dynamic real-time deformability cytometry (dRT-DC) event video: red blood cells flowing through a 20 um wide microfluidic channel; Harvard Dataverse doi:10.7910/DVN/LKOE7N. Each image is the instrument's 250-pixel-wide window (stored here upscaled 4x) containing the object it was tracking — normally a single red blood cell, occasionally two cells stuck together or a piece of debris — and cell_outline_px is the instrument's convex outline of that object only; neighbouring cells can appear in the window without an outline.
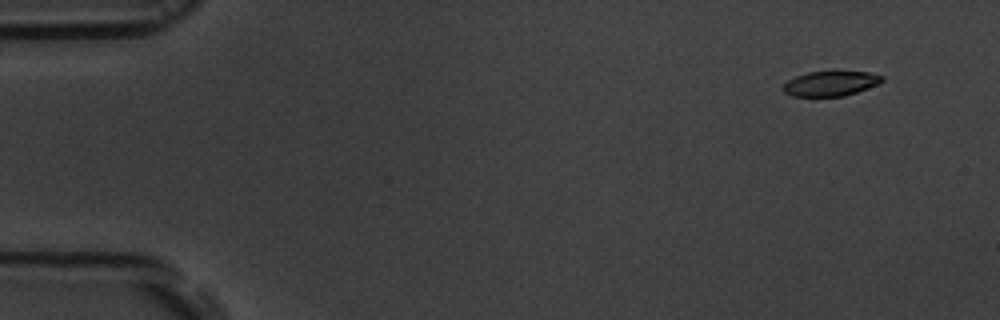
{"species": "common noctule bat (a hibernating species)", "species_latin": "Nyctalus noctula", "temperature_condition": "room temperature", "stored_images_in_passage": 6, "segment_of_instrument_passage": [2, 2], "camera_frame_rate_fps": 3000, "um_per_image_px": 0.085, "animal": {"sex": "male", "body_mass_g": 19.5, "forearm_length_mm": 54.6}, "frame": {"image": 1, "passage_image": 6, "time_ms": 6.0, "image_size_px": [1000, 320], "cell_outline_px": [[884, 80], [880, 84], [844, 96], [792, 96], [784, 92], [784, 84], [788, 80], [796, 76], [808, 72], [832, 68], [868, 72], [884, 76]], "centroid_in_image_um": [70.66, 7.04], "position_along_channel_um": 14.3, "area_um2": 15.09}}